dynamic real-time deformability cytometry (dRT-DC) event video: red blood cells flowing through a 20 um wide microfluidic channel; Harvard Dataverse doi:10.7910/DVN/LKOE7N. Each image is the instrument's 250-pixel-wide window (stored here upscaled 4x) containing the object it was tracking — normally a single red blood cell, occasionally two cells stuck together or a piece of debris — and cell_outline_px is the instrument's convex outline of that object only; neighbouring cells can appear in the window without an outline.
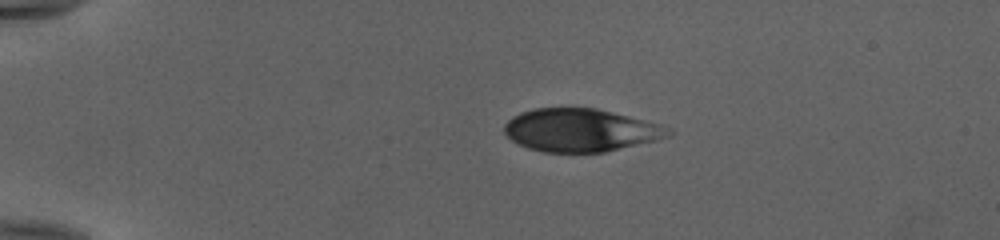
{"species": "human", "species_latin": "Homo sapiens", "temperature_condition": "cold", "stored_images_in_passage": 41, "camera_frame_rate_fps": 3000, "um_per_image_px": 0.085, "donor": {"sex": "female"}, "frame": {"image": 1, "passage_image": 1, "time_ms": 0.0, "image_size_px": [1000, 240], "cell_outline_px": [[676, 132], [668, 136], [656, 140], [604, 152], [544, 152], [528, 148], [512, 140], [504, 132], [504, 124], [512, 116], [520, 112], [536, 108], [596, 108], [660, 124]], "centroid_in_image_um": [49.33, 11.06], "position_along_channel_um": 35.7, "area_um2": 40.81}}
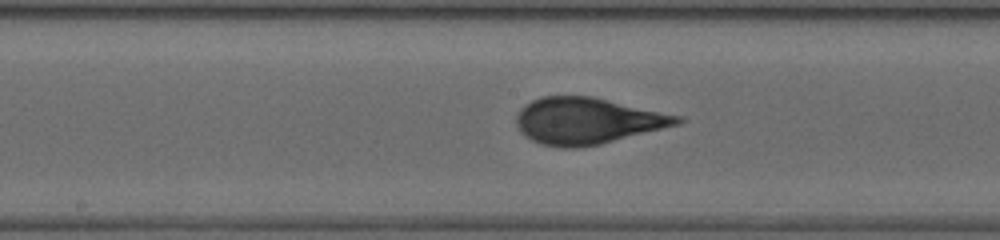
{"frame": {"image": 2, "passage_image": 18, "time_ms": 5.667, "image_size_px": [1000, 240], "cell_outline_px": [[684, 120], [680, 124], [600, 144], [576, 148], [564, 148], [540, 144], [524, 136], [520, 132], [516, 124], [516, 116], [520, 108], [532, 100], [540, 96], [592, 96], [680, 116]], "centroid_in_image_um": [49.87, 10.27], "position_along_channel_um": 198.3, "area_um2": 43.41}}
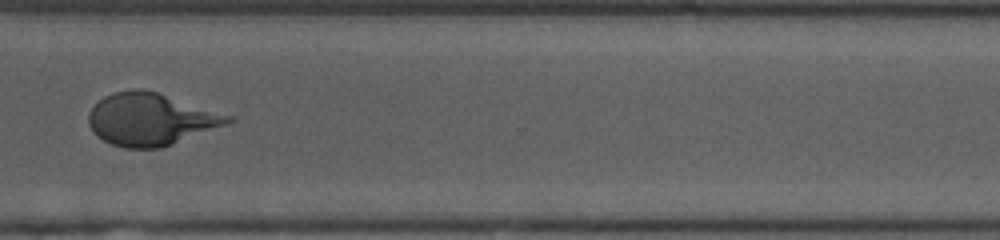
{"frame": {"image": 3, "passage_image": 30, "time_ms": 9.667, "image_size_px": [1000, 240], "cell_outline_px": [[236, 120], [228, 124], [160, 148], [124, 148], [112, 144], [96, 136], [92, 132], [88, 124], [88, 112], [104, 96], [116, 92], [136, 88], [140, 88], [156, 92], [236, 116]], "centroid_in_image_um": [12.83, 10.14], "position_along_channel_um": 357.8, "area_um2": 42.54}, "authors_computed_cell_mechanics": {"area_um2": 42.4252, "velocity_mm_per_s": 4.0, "shape_relaxation_time_tau1_ms": 6.8755, "shape_relaxation_time_tau2_ms": null, "deformation_change_tau1": 0.2343, "deformation_change_tau2": null}}